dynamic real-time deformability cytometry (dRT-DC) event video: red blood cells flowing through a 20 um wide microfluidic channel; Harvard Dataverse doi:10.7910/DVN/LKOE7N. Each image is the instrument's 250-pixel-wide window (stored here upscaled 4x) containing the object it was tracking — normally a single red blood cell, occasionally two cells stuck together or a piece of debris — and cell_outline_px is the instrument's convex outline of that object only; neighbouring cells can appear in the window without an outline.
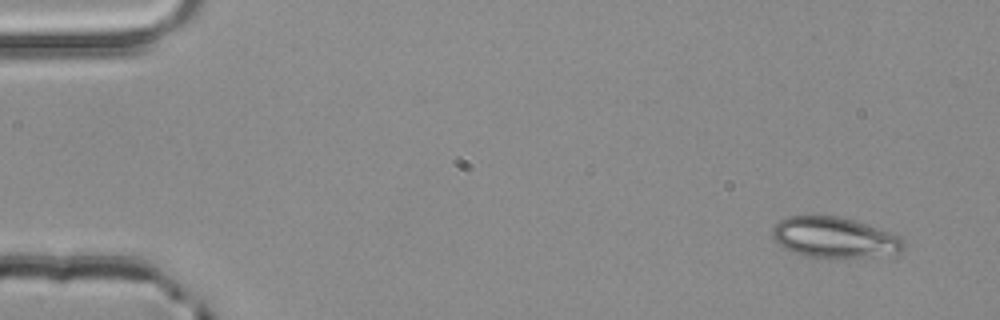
{"species": "common noctule bat (a hibernating species)", "species_latin": "Nyctalus noctula", "temperature_condition": "room temperature", "stored_images_in_passage": 5, "camera_frame_rate_fps": 3000, "um_per_image_px": 0.085, "animal": {"sex": "male", "body_mass_g": 20.4}, "frame": {"image": 1, "passage_image": 5, "time_ms": 1.333, "image_size_px": [1000, 320], "cell_outline_px": [[904, 248], [900, 252], [872, 256], [804, 256], [792, 252], [784, 248], [772, 236], [772, 228], [780, 220], [788, 216], [840, 216], [900, 236], [904, 240]], "centroid_in_image_um": [70.89, 20.17], "position_along_channel_um": 14.1, "area_um2": 30.29}}